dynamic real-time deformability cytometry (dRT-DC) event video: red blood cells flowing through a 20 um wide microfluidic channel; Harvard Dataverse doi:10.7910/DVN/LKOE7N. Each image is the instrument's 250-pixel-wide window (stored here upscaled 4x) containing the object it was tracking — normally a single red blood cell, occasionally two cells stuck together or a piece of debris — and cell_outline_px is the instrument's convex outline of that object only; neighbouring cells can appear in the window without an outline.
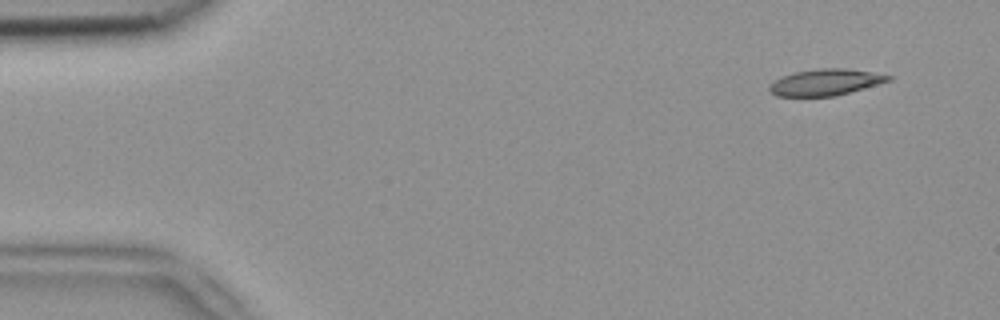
{"species": "common noctule bat (a hibernating species)", "species_latin": "Nyctalus noctula", "temperature_condition": "room temperature", "stored_images_in_passage": 5, "camera_frame_rate_fps": 3000, "um_per_image_px": 0.085, "animal": {"sex": "female", "body_mass_g": 18.4}, "frame": {"image": 1, "passage_image": 1, "time_ms": 0.0, "image_size_px": [1000, 320], "cell_outline_px": [[892, 80], [836, 96], [776, 96], [768, 88], [776, 80], [784, 76], [796, 72], [820, 68], [844, 68], [892, 76]], "centroid_in_image_um": [70.18, 7.0], "position_along_channel_um": 14.8, "area_um2": 17.86}}
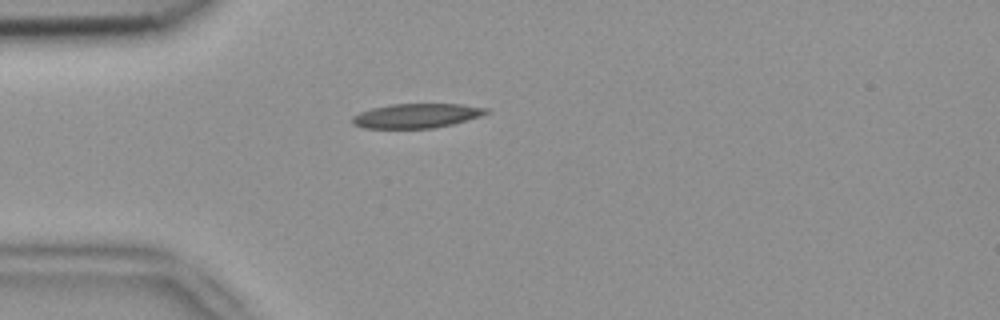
{"frame": {"image": 2, "passage_image": 4, "time_ms": 1.0, "image_size_px": [1000, 320], "cell_outline_px": [[488, 112], [480, 116], [452, 124], [432, 128], [364, 128], [352, 124], [352, 116], [360, 112], [372, 108], [392, 104], [460, 104], [488, 108]], "centroid_in_image_um": [35.37, 9.84], "position_along_channel_um": 49.6, "area_um2": 18.9}}